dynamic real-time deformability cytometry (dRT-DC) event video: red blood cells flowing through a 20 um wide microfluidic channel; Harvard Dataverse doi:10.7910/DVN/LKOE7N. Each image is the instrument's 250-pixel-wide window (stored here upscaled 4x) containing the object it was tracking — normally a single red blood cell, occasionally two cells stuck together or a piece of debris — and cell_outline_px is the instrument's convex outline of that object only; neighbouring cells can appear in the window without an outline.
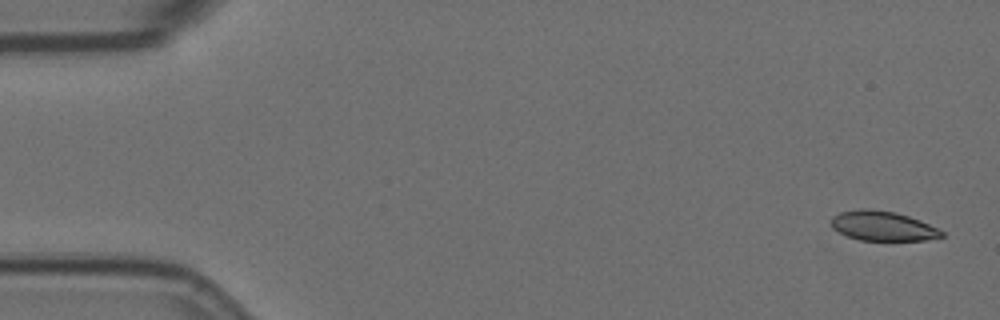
{"species": "Egyptian fruit bat (a non-hibernating species)", "species_latin": "Rousettus aegyptiacus", "temperature_condition": "room temperature", "stored_images_in_passage": 9, "camera_frame_rate_fps": 3000, "um_per_image_px": 0.085, "animal": {"sex": "female"}, "frame": {"image": 1, "passage_image": 1, "time_ms": 0.0, "image_size_px": [1000, 320], "cell_outline_px": [[944, 236], [924, 240], [860, 240], [848, 236], [832, 228], [832, 216], [840, 212], [860, 208], [864, 208], [896, 212], [920, 220], [944, 232]], "centroid_in_image_um": [75.02, 19.2], "position_along_channel_um": 10.0, "area_um2": 18.9}}
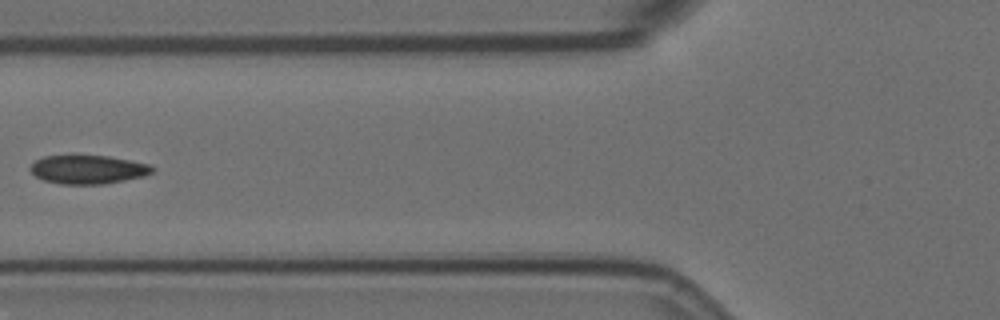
{"frame": {"image": 2, "passage_image": 6, "time_ms": 1.667, "image_size_px": [1000, 320], "cell_outline_px": [[156, 168], [152, 172], [144, 176], [104, 184], [60, 184], [44, 180], [36, 176], [28, 168], [36, 160], [44, 156], [72, 152], [76, 152], [108, 156], [152, 164]], "centroid_in_image_um": [7.46, 14.35], "position_along_channel_um": 118.3, "area_um2": 21.33}}
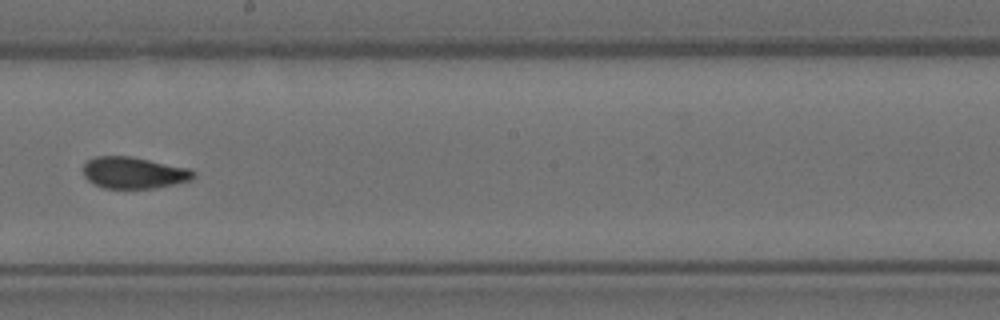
{"frame": {"image": 3, "passage_image": 9, "time_ms": 2.667, "image_size_px": [1000, 320], "cell_outline_px": [[196, 176], [192, 180], [156, 188], [104, 188], [92, 184], [84, 176], [84, 164], [88, 160], [96, 156], [132, 156], [188, 168], [196, 172]], "centroid_in_image_um": [11.39, 14.68], "position_along_channel_um": 236.8, "area_um2": 20.4}}